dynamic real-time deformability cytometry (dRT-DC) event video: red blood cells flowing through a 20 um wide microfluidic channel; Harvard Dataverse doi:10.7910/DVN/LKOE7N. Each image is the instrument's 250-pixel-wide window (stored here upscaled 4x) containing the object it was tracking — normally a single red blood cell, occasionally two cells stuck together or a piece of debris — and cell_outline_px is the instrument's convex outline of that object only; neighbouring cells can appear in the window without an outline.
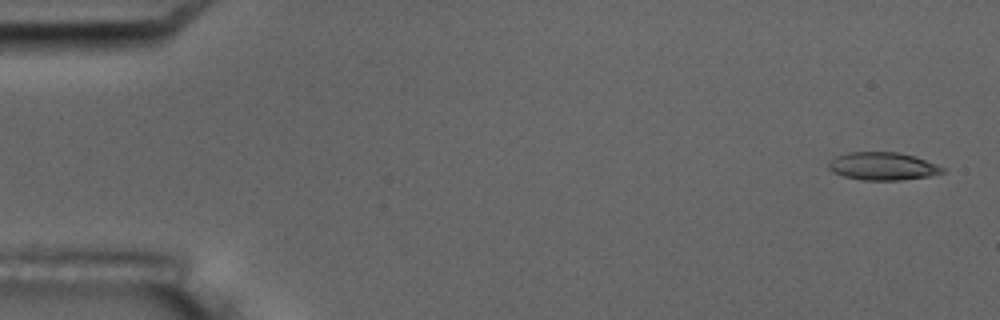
{"species": "common noctule bat (a hibernating species)", "species_latin": "Nyctalus noctula", "temperature_condition": "room temperature", "stored_images_in_passage": 6, "camera_frame_rate_fps": 3000, "um_per_image_px": 0.085, "animal": {"sex": "male", "body_mass_g": 17.5, "forearm_length_mm": 52.3}, "frame": {"image": 1, "passage_image": 1, "time_ms": 0.0, "image_size_px": [1000, 320], "cell_outline_px": [[948, 168], [944, 172], [928, 176], [900, 180], [860, 180], [844, 176], [832, 172], [828, 168], [828, 164], [836, 156], [848, 152], [896, 152], [916, 156]], "centroid_in_image_um": [75.06, 14.13], "position_along_channel_um": 9.9, "area_um2": 18.61}}
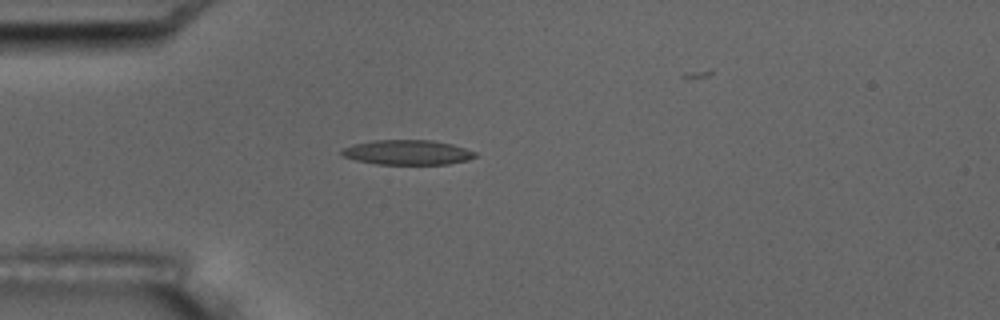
{"frame": {"image": 2, "passage_image": 5, "time_ms": 4.667, "image_size_px": [1000, 320], "cell_outline_px": [[476, 156], [468, 160], [448, 164], [376, 164], [356, 160], [344, 156], [340, 152], [344, 148], [352, 144], [372, 140], [432, 140], [452, 144], [476, 152]], "centroid_in_image_um": [34.63, 12.95], "position_along_channel_um": 50.4, "area_um2": 19.25}}